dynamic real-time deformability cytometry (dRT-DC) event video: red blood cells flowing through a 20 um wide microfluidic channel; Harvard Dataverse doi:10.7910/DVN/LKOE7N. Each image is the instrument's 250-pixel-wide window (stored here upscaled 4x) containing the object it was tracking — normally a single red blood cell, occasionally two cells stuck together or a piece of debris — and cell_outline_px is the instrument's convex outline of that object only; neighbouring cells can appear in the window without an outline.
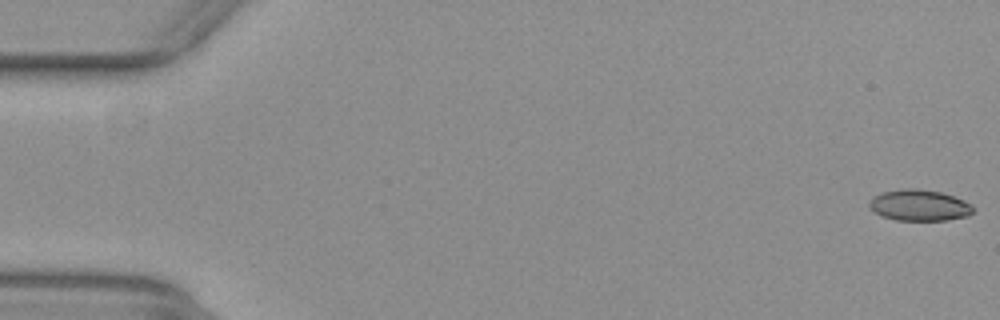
{"species": "common noctule bat (a hibernating species)", "species_latin": "Nyctalus noctula", "temperature_condition": "warm", "stored_images_in_passage": 53, "camera_frame_rate_fps": 3000, "um_per_image_px": 0.085, "animal": {"sex": "female", "body_mass_g": 29.2, "forearm_length_mm": 56.3}, "frame": {"image": 1, "passage_image": 1, "time_ms": 0.0, "image_size_px": [1000, 320], "cell_outline_px": [[972, 212], [968, 216], [948, 220], [896, 220], [880, 216], [868, 208], [868, 204], [872, 196], [884, 192], [904, 188], [916, 188], [940, 192], [964, 200], [972, 204]], "centroid_in_image_um": [78.1, 17.45], "position_along_channel_um": 6.9, "area_um2": 18.96}}
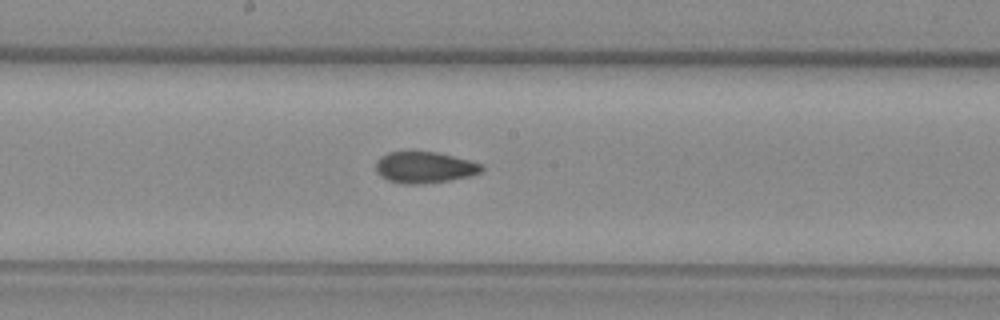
{"frame": {"image": 2, "passage_image": 29, "time_ms": 9.333, "image_size_px": [1000, 320], "cell_outline_px": [[484, 168], [480, 172], [472, 176], [424, 184], [404, 184], [388, 180], [380, 176], [376, 172], [376, 160], [380, 156], [388, 152], [436, 152], [468, 160], [480, 164]], "centroid_in_image_um": [36.04, 14.24], "position_along_channel_um": 212.2, "area_um2": 19.25}}
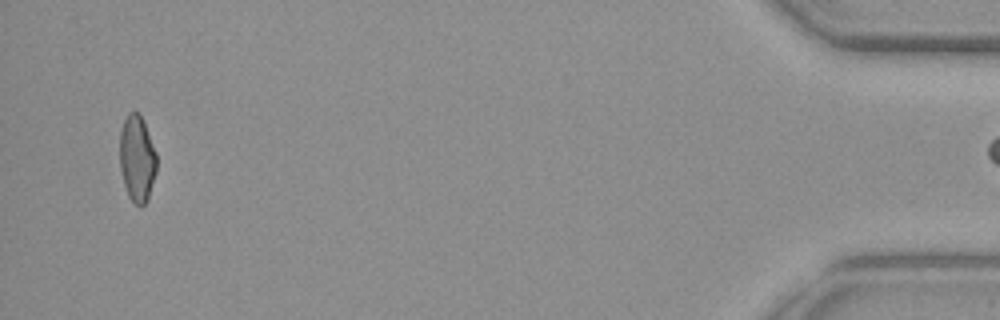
{"frame": {"image": 3, "passage_image": 52, "time_ms": 17.0, "image_size_px": [1000, 320], "cell_outline_px": [[156, 172], [148, 200], [140, 208], [128, 196], [124, 184], [120, 168], [120, 132], [124, 120], [128, 112], [140, 112], [144, 120], [156, 152]], "centroid_in_image_um": [11.66, 13.47], "position_along_channel_um": 423.5, "area_um2": 18.79}}